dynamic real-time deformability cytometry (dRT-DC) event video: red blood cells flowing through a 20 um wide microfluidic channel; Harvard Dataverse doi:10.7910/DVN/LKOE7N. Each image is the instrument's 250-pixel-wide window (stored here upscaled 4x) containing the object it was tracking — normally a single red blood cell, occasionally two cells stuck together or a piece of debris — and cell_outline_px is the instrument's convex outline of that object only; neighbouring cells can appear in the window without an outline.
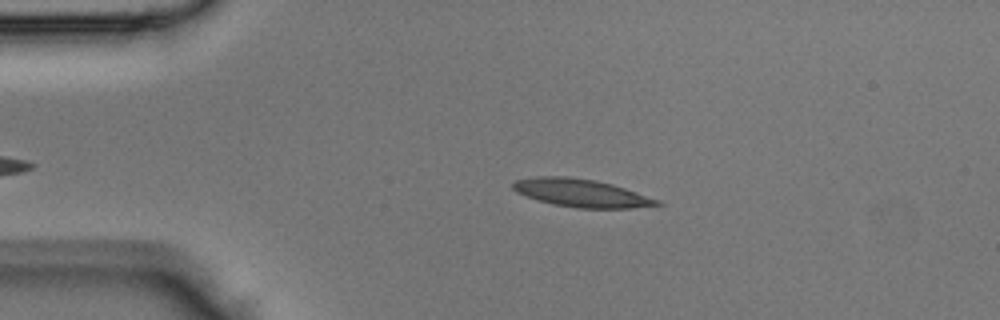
{"species": "Egyptian fruit bat (a non-hibernating species)", "species_latin": "Rousettus aegyptiacus", "temperature_condition": "room temperature", "stored_images_in_passage": 35, "camera_frame_rate_fps": 3000, "um_per_image_px": 0.085, "animal": {"sex": "male"}, "frame": {"image": 1, "passage_image": 6, "time_ms": 1.667, "image_size_px": [1000, 320], "cell_outline_px": [[664, 204], [632, 208], [576, 208], [552, 204], [516, 192], [512, 188], [512, 184], [516, 180], [536, 176], [568, 176], [596, 180], [612, 184], [660, 200]], "centroid_in_image_um": [49.41, 16.4], "position_along_channel_um": 35.6, "area_um2": 23.35}}
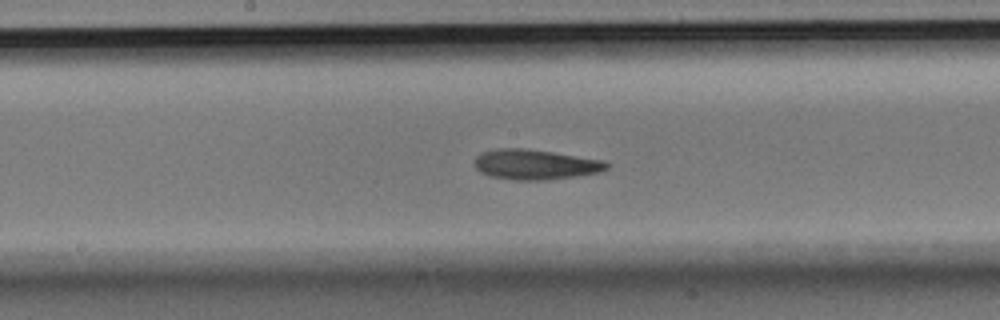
{"frame": {"image": 2, "passage_image": 19, "time_ms": 6.0, "image_size_px": [1000, 320], "cell_outline_px": [[612, 164], [608, 168], [600, 172], [576, 176], [544, 180], [512, 180], [492, 176], [480, 172], [472, 164], [476, 156], [480, 152], [496, 148], [528, 148], [604, 160]], "centroid_in_image_um": [45.48, 13.97], "position_along_channel_um": 202.7, "area_um2": 23.52}}
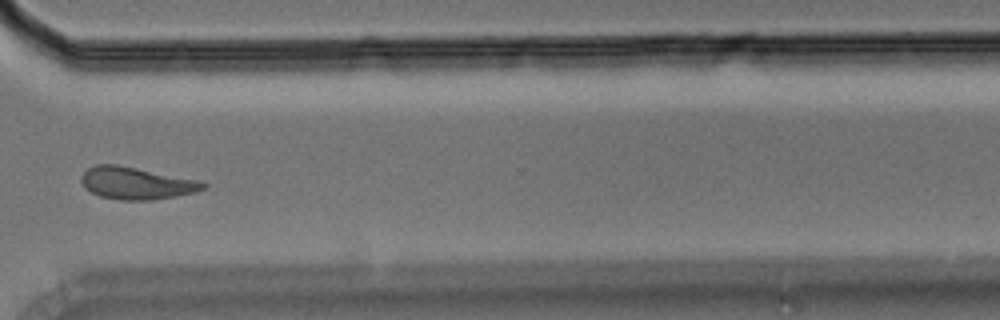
{"frame": {"image": 3, "passage_image": 29, "time_ms": 9.333, "image_size_px": [1000, 320], "cell_outline_px": [[208, 184], [204, 188], [196, 192], [176, 196], [148, 200], [120, 200], [100, 196], [84, 188], [80, 180], [80, 176], [88, 168], [96, 164], [116, 164], [200, 180]], "centroid_in_image_um": [11.57, 15.56], "position_along_channel_um": 359.0, "area_um2": 22.89}}